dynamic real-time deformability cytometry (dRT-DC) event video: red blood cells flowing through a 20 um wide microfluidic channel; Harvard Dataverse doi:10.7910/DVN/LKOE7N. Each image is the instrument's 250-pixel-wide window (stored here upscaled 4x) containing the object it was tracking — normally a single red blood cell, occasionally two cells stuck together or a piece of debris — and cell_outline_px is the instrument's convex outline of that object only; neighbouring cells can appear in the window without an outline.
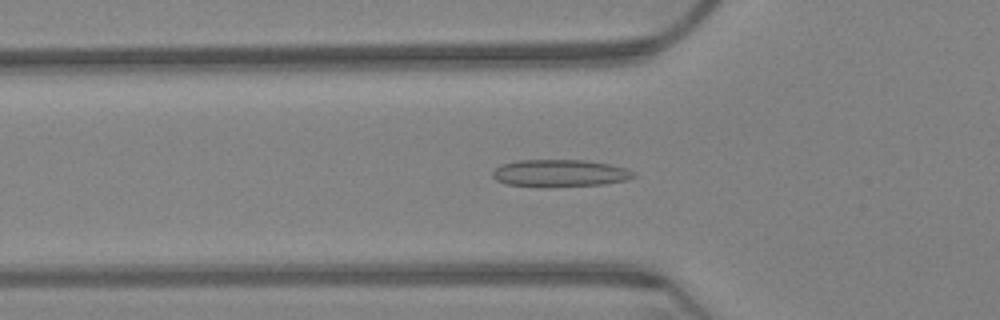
{"species": "Egyptian fruit bat (a non-hibernating species)", "species_latin": "Rousettus aegyptiacus", "temperature_condition": "warm", "stored_images_in_passage": 35, "camera_frame_rate_fps": 3000, "um_per_image_px": 0.085, "animal": {"sex": "female"}, "frame": {"image": 1, "passage_image": 22, "time_ms": 7.0, "image_size_px": [1000, 320], "cell_outline_px": [[636, 176], [624, 180], [604, 184], [552, 188], [540, 188], [508, 184], [496, 180], [492, 176], [492, 172], [500, 164], [520, 160], [584, 160], [608, 164], [624, 168], [636, 172]], "centroid_in_image_um": [47.55, 14.74], "position_along_channel_um": 78.2, "area_um2": 22.72}}
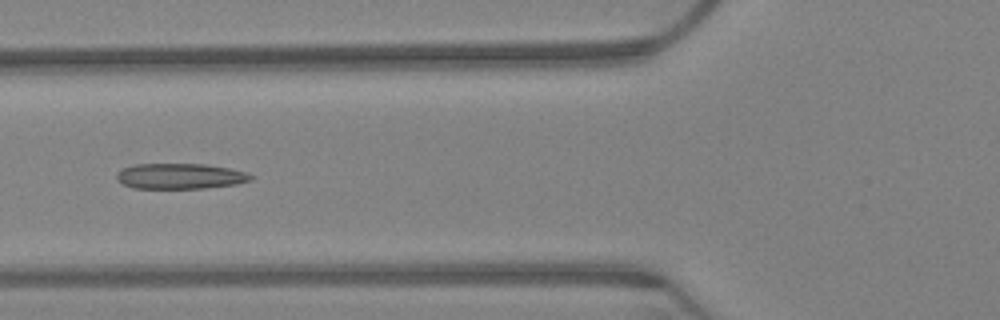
{"frame": {"image": 2, "passage_image": 25, "time_ms": 8.0, "image_size_px": [1000, 320], "cell_outline_px": [[252, 180], [236, 184], [204, 188], [132, 188], [116, 180], [116, 172], [124, 168], [136, 164], [204, 164], [228, 168], [248, 172], [252, 176]], "centroid_in_image_um": [15.3, 14.97], "position_along_channel_um": 110.5, "area_um2": 19.94}}
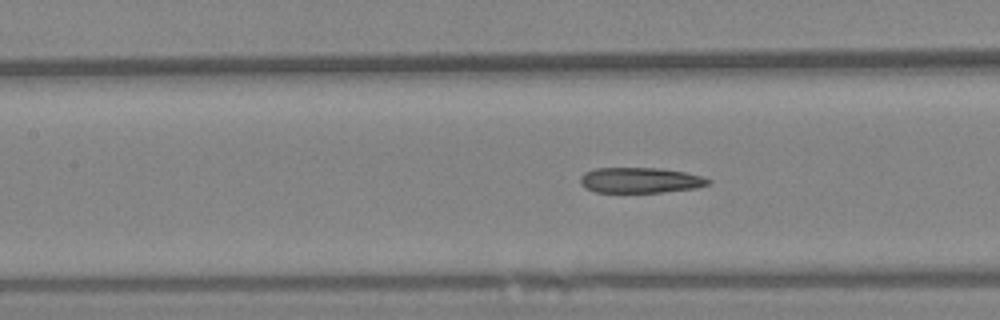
{"frame": {"image": 3, "passage_image": 29, "time_ms": 9.333, "image_size_px": [1000, 320], "cell_outline_px": [[712, 180], [708, 184], [696, 188], [664, 192], [596, 192], [584, 188], [580, 184], [580, 176], [584, 172], [596, 168], [660, 168], [684, 172], [700, 176]], "centroid_in_image_um": [54.38, 15.32], "position_along_channel_um": 153.0, "area_um2": 19.02}}